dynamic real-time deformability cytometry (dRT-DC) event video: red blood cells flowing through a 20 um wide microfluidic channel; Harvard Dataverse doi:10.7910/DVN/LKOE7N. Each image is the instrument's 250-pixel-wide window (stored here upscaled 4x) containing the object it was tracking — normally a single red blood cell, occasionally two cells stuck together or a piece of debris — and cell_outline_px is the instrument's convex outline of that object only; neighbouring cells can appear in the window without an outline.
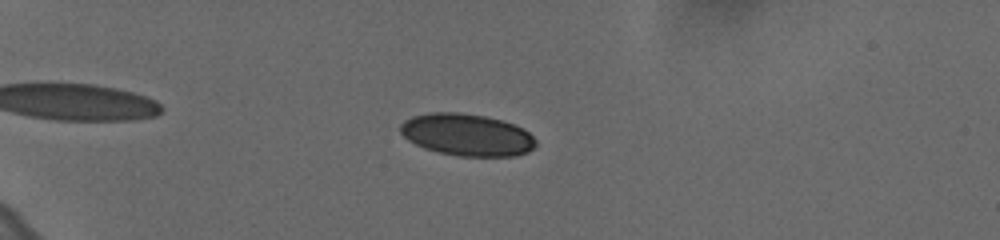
{"species": "human", "species_latin": "Homo sapiens", "temperature_condition": "cold", "stored_images_in_passage": 60, "camera_frame_rate_fps": 3000, "um_per_image_px": 0.085, "donor": {"sex": "female"}, "frame": {"image": 1, "passage_image": 18, "time_ms": 5.667, "image_size_px": [1000, 240], "cell_outline_px": [[536, 144], [528, 152], [516, 156], [460, 156], [440, 152], [424, 148], [408, 140], [400, 132], [400, 124], [404, 120], [412, 116], [432, 112], [456, 112], [484, 116], [504, 120], [524, 128], [536, 140]], "centroid_in_image_um": [39.7, 11.45], "position_along_channel_um": 45.3, "area_um2": 33.23}}
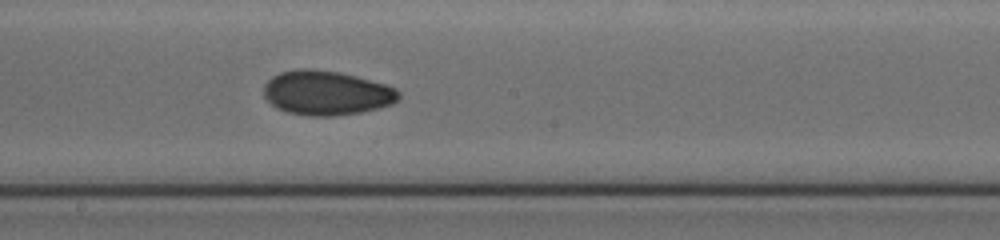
{"frame": {"image": 2, "passage_image": 37, "time_ms": 12.0, "image_size_px": [1000, 240], "cell_outline_px": [[400, 96], [392, 104], [360, 112], [328, 116], [308, 116], [288, 112], [276, 108], [264, 96], [264, 84], [272, 76], [280, 72], [296, 68], [308, 68], [340, 72], [356, 76], [384, 84], [396, 88], [400, 92]], "centroid_in_image_um": [27.72, 7.88], "position_along_channel_um": 220.5, "area_um2": 34.85}}
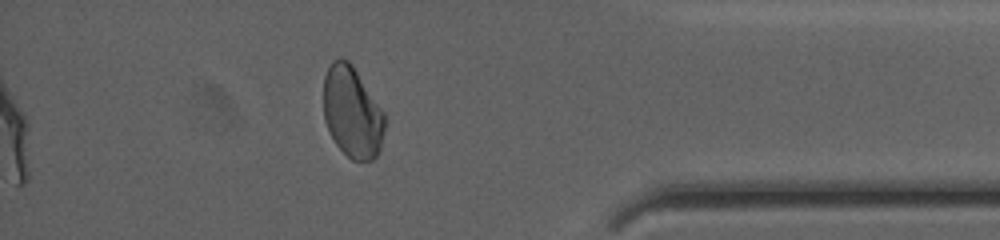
{"frame": {"image": 3, "passage_image": 54, "time_ms": 17.667, "image_size_px": [1000, 240], "cell_outline_px": [[384, 128], [380, 148], [376, 156], [372, 160], [352, 160], [336, 144], [324, 120], [324, 76], [332, 60], [340, 56], [348, 60], [352, 64], [384, 112]], "centroid_in_image_um": [29.92, 9.5], "position_along_channel_um": 405.3, "area_um2": 32.31}, "authors_computed_cell_mechanics": {"area_um2": 32.8015, "velocity_mm_per_s": 3.6341, "shape_relaxation_time_tau1_ms": 6.7537, "shape_relaxation_time_tau2_ms": 3.3729, "deformation_change_tau1": 0.1123, "deformation_change_tau2": 0.064}}